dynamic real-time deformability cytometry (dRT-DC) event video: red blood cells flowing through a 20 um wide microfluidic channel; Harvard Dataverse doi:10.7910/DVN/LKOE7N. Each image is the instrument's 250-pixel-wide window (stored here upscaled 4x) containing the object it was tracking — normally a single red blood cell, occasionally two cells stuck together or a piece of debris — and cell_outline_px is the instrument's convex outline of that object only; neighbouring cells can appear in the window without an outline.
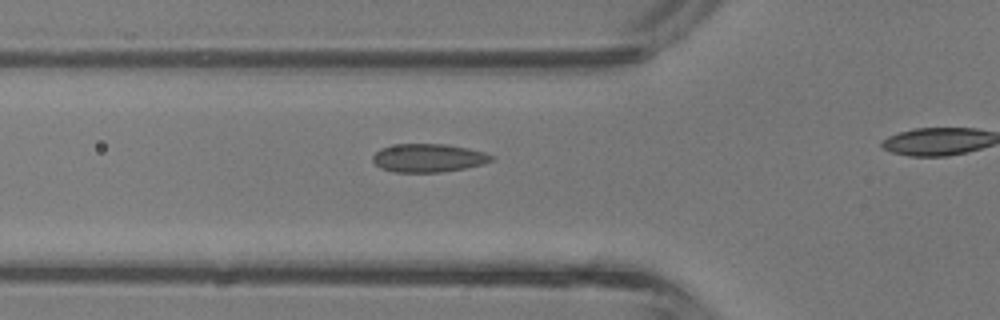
{"species": "common noctule bat (a hibernating species)", "species_latin": "Nyctalus noctula", "temperature_condition": "room temperature", "stored_images_in_passage": 6, "camera_frame_rate_fps": 3000, "um_per_image_px": 0.085, "animal": {"sex": "male", "body_mass_g": 13.3}, "frame": {"image": 1, "passage_image": 2, "time_ms": 0.333, "image_size_px": [1000, 320], "cell_outline_px": [[492, 160], [480, 164], [464, 168], [440, 172], [392, 172], [380, 168], [372, 160], [372, 156], [380, 148], [396, 144], [444, 144], [468, 148], [484, 152], [492, 156]], "centroid_in_image_um": [36.34, 13.42], "position_along_channel_um": 89.5, "area_um2": 19.42}}
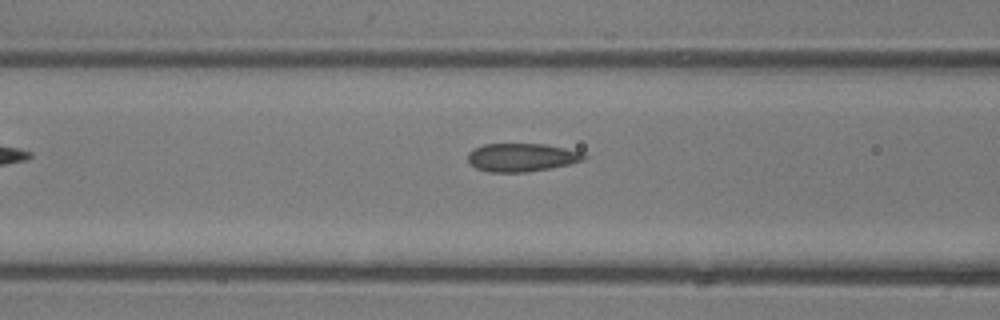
{"frame": {"image": 2, "passage_image": 4, "time_ms": 1.0, "image_size_px": [1000, 320], "cell_outline_px": [[588, 156], [584, 160], [568, 164], [528, 172], [488, 172], [476, 168], [468, 160], [468, 152], [484, 144], [544, 144], [564, 148], [580, 152]], "centroid_in_image_um": [44.33, 13.38], "position_along_channel_um": 122.3, "area_um2": 18.9}}